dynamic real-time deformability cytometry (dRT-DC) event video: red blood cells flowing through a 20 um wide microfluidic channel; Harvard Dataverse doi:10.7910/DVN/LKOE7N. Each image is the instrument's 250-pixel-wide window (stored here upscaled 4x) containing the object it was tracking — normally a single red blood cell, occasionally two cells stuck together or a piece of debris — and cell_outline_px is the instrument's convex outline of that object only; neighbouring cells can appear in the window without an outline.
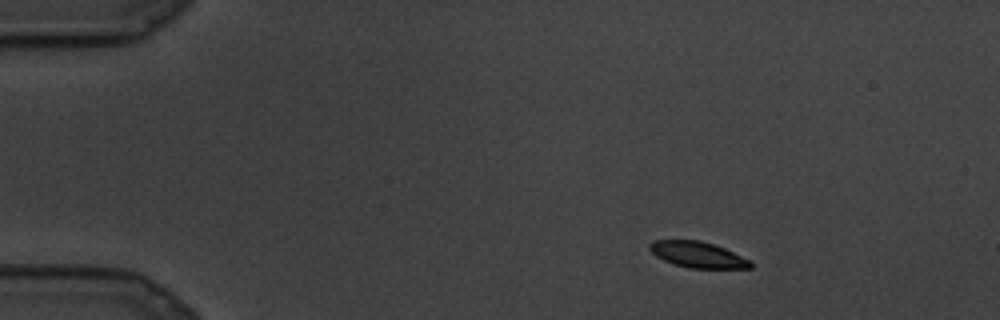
{"species": "common noctule bat (a hibernating species)", "species_latin": "Nyctalus noctula", "temperature_condition": "cold", "stored_images_in_passage": 7, "camera_frame_rate_fps": 3000, "um_per_image_px": 0.085, "animal": {"sex": "male", "body_mass_g": 19.5, "forearm_length_mm": 54.6}, "frame": {"image": 1, "passage_image": 1, "time_ms": 0.0, "image_size_px": [1000, 320], "cell_outline_px": [[752, 268], [688, 268], [664, 260], [656, 256], [648, 248], [648, 244], [652, 240], [700, 240], [724, 248], [752, 260]], "centroid_in_image_um": [59.31, 21.64], "position_along_channel_um": 25.7, "area_um2": 15.26}}
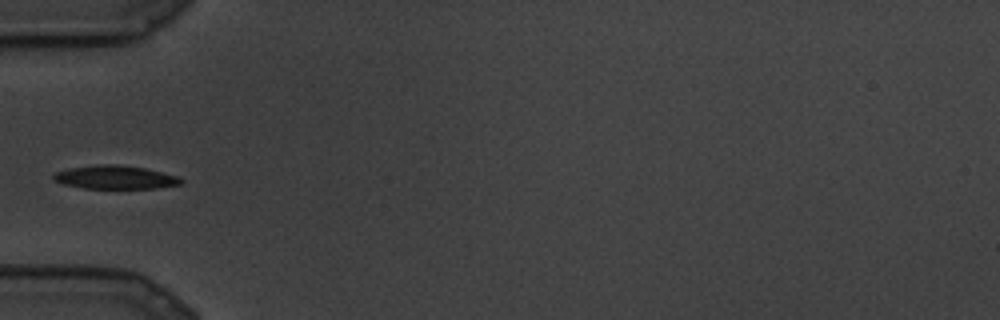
{"frame": {"image": 2, "passage_image": 6, "time_ms": 1.667, "image_size_px": [1000, 320], "cell_outline_px": [[184, 180], [180, 184], [156, 188], [84, 188], [64, 184], [52, 180], [52, 176], [56, 172], [68, 168], [96, 164], [116, 164], [144, 168], [176, 176]], "centroid_in_image_um": [9.74, 15.06], "position_along_channel_um": 75.3, "area_um2": 17.28}}